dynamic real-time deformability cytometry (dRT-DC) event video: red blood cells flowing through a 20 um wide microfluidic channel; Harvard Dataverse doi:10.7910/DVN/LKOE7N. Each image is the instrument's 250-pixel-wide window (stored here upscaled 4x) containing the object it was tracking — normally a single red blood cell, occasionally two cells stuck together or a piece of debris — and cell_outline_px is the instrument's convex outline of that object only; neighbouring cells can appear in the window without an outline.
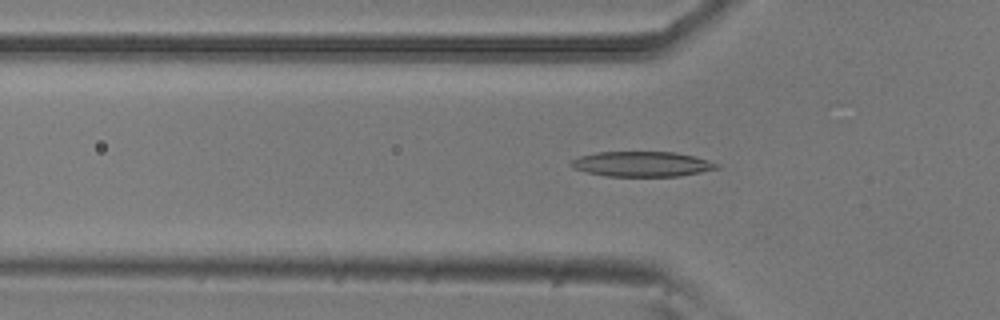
{"species": "common noctule bat (a hibernating species)", "species_latin": "Nyctalus noctula", "temperature_condition": "room temperature", "stored_images_in_passage": 30, "camera_frame_rate_fps": 3000, "um_per_image_px": 0.085, "animal": {"sex": "male", "body_mass_g": 20.5, "forearm_length_mm": 52.5}, "frame": {"image": 1, "passage_image": 6, "time_ms": 1.667, "image_size_px": [1000, 320], "cell_outline_px": [[720, 168], [680, 176], [604, 176], [572, 168], [568, 164], [572, 160], [580, 156], [596, 152], [676, 152], [708, 160], [720, 164]], "centroid_in_image_um": [54.56, 13.94], "position_along_channel_um": 71.2, "area_um2": 21.33}}
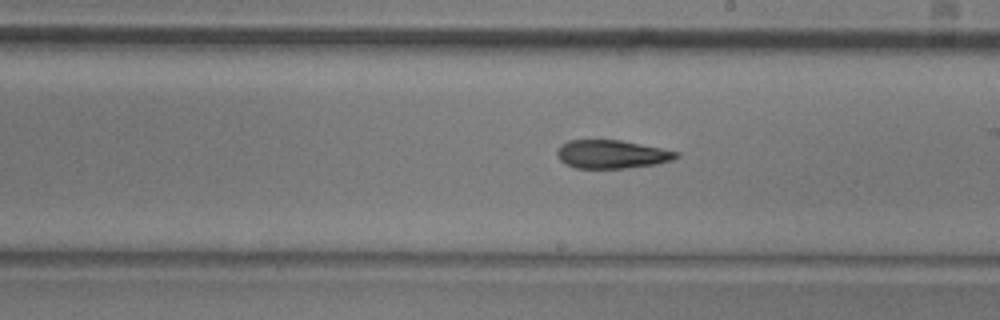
{"frame": {"image": 2, "passage_image": 19, "time_ms": 6.0, "image_size_px": [1000, 320], "cell_outline_px": [[680, 156], [672, 160], [656, 164], [628, 168], [576, 168], [564, 164], [560, 160], [556, 152], [560, 144], [568, 140], [620, 140], [680, 152]], "centroid_in_image_um": [51.98, 13.11], "position_along_channel_um": 237.0, "area_um2": 19.77}}
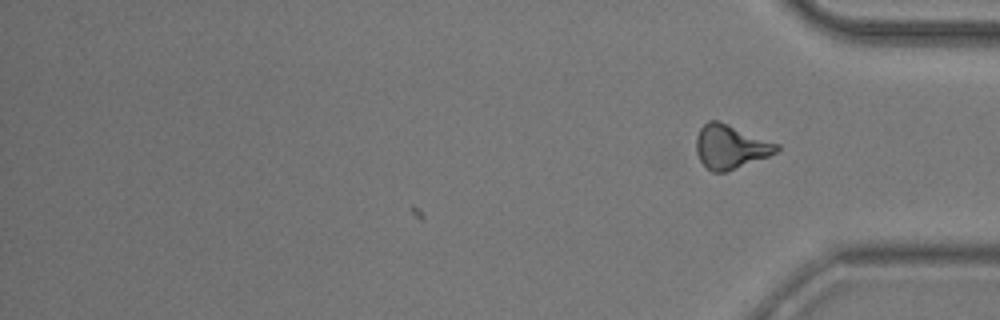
{"frame": {"image": 3, "passage_image": 30, "time_ms": 9.667, "image_size_px": [1000, 320], "cell_outline_px": [[780, 148], [776, 152], [768, 156], [724, 172], [712, 172], [700, 160], [696, 152], [696, 136], [700, 128], [708, 120], [716, 120], [780, 144]], "centroid_in_image_um": [62.07, 12.46], "position_along_channel_um": 373.1, "area_um2": 20.23}, "authors_computed_cell_mechanics": {"area_um2": 20.23, "velocity_mm_per_s": 3.7924, "shape_relaxation_time_tau1_ms": 7.8157, "shape_relaxation_time_tau2_ms": 5.4425, "deformation_change_tau1": 0.1922, "deformation_change_tau2": 0.1636}}